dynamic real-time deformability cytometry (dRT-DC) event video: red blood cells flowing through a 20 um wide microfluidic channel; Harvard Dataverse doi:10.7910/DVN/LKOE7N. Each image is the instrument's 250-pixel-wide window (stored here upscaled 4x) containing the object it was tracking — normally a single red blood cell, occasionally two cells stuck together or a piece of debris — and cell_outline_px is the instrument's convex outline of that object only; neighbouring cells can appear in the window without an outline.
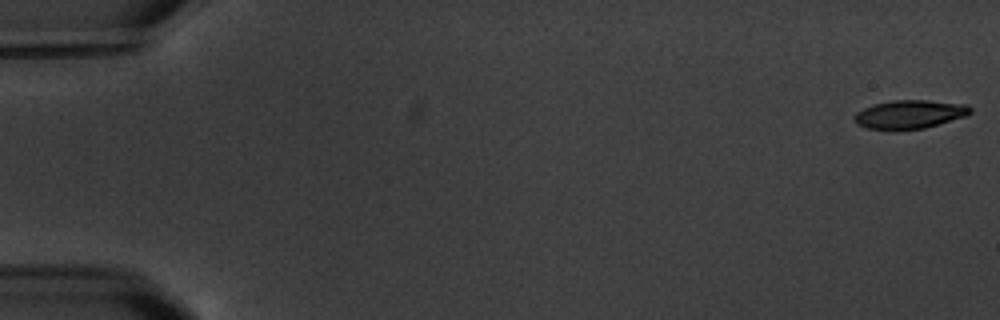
{"species": "common noctule bat (a hibernating species)", "species_latin": "Nyctalus noctula", "temperature_condition": "warm", "stored_images_in_passage": 5, "camera_frame_rate_fps": 3000, "um_per_image_px": 0.085, "animal": {"sex": "male", "body_mass_g": 20.1, "forearm_length_mm": 53.5}, "frame": {"image": 1, "passage_image": 1, "time_ms": 0.0, "image_size_px": [1000, 320], "cell_outline_px": [[972, 112], [968, 116], [924, 128], [896, 132], [888, 132], [868, 128], [856, 124], [852, 116], [856, 112], [872, 104], [892, 100], [928, 100], [968, 104], [972, 108]], "centroid_in_image_um": [77.3, 9.74], "position_along_channel_um": 7.7, "area_um2": 20.11}}
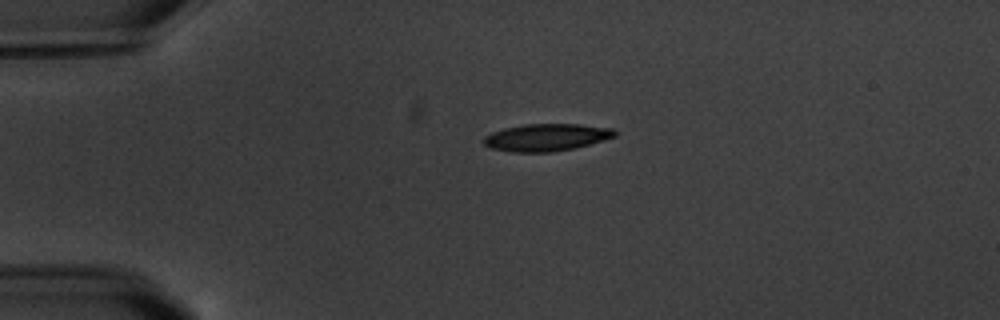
{"frame": {"image": 2, "passage_image": 4, "time_ms": 4.333, "image_size_px": [1000, 320], "cell_outline_px": [[616, 136], [588, 144], [572, 148], [552, 152], [512, 152], [492, 148], [484, 144], [484, 136], [492, 132], [504, 128], [524, 124], [580, 124], [612, 128], [616, 132]], "centroid_in_image_um": [46.42, 11.67], "position_along_channel_um": 38.6, "area_um2": 20.63}}